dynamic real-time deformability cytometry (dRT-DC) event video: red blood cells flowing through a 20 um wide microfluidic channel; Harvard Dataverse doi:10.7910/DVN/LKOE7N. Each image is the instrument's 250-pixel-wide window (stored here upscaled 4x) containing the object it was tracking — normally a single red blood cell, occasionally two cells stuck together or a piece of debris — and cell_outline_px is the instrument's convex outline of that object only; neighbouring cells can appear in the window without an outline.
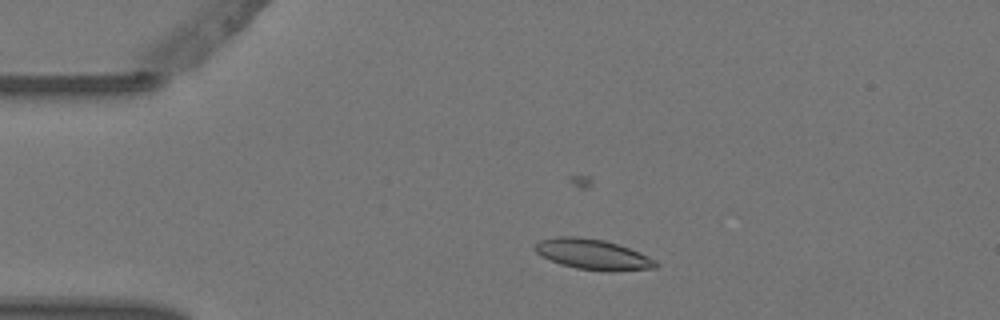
{"species": "Egyptian fruit bat (a non-hibernating species)", "species_latin": "Rousettus aegyptiacus", "temperature_condition": "warm", "stored_images_in_passage": 4, "camera_frame_rate_fps": 3000, "um_per_image_px": 0.085, "animal": {"sex": "female"}, "frame": {"image": 1, "passage_image": 3, "time_ms": 0.667, "image_size_px": [1000, 320], "cell_outline_px": [[660, 264], [656, 268], [612, 272], [604, 272], [576, 268], [560, 264], [536, 252], [532, 248], [540, 240], [556, 236], [576, 236], [604, 240], [640, 252], [656, 260]], "centroid_in_image_um": [50.42, 21.63], "position_along_channel_um": 34.6, "area_um2": 21.56}}